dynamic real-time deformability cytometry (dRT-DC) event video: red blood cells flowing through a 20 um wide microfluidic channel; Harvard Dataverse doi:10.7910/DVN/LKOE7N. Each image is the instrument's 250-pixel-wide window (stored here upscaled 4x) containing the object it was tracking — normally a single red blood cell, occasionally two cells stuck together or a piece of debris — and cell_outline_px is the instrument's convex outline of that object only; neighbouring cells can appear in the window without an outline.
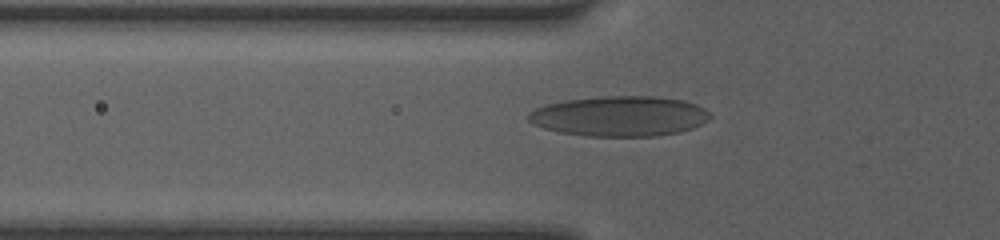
{"species": "human", "species_latin": "Homo sapiens", "temperature_condition": "room temperature", "stored_images_in_passage": 6, "camera_frame_rate_fps": 3000, "um_per_image_px": 0.085, "donor": {"sex": "female"}, "frame": {"image": 1, "passage_image": 6, "time_ms": 1.667, "image_size_px": [1000, 240], "cell_outline_px": [[712, 116], [708, 120], [692, 128], [680, 132], [656, 136], [584, 136], [560, 132], [544, 128], [532, 124], [528, 120], [528, 112], [544, 104], [564, 100], [600, 96], [656, 96], [684, 100], [696, 104], [704, 108]], "centroid_in_image_um": [52.65, 9.87], "position_along_channel_um": 73.2, "area_um2": 42.89}}